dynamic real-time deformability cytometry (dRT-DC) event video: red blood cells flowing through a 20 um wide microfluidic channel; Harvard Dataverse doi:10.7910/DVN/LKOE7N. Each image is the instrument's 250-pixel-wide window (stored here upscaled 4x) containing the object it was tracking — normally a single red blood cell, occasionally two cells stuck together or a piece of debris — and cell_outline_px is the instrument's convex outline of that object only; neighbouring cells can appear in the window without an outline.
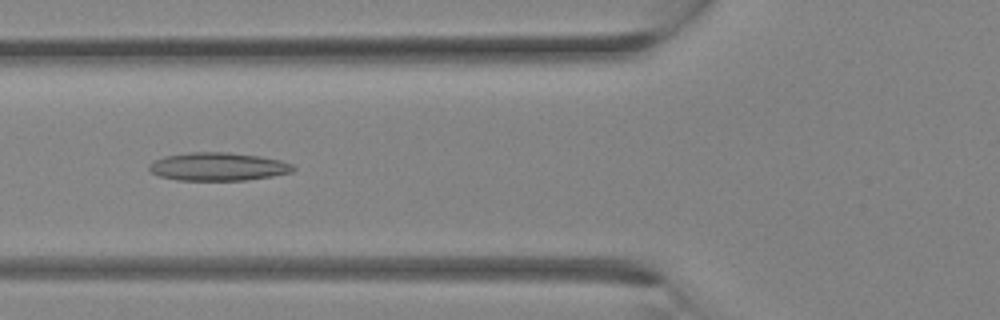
{"species": "Egyptian fruit bat (a non-hibernating species)", "species_latin": "Rousettus aegyptiacus", "temperature_condition": "room temperature", "stored_images_in_passage": 32, "camera_frame_rate_fps": 3000, "um_per_image_px": 0.085, "animal": {"sex": "female"}, "frame": {"image": 1, "passage_image": 12, "time_ms": 3.667, "image_size_px": [1000, 320], "cell_outline_px": [[296, 168], [292, 172], [272, 176], [244, 180], [176, 180], [160, 176], [152, 172], [148, 168], [148, 164], [164, 156], [188, 152], [228, 152], [260, 156], [280, 160], [292, 164]], "centroid_in_image_um": [18.53, 14.16], "position_along_channel_um": 107.3, "area_um2": 23.64}}
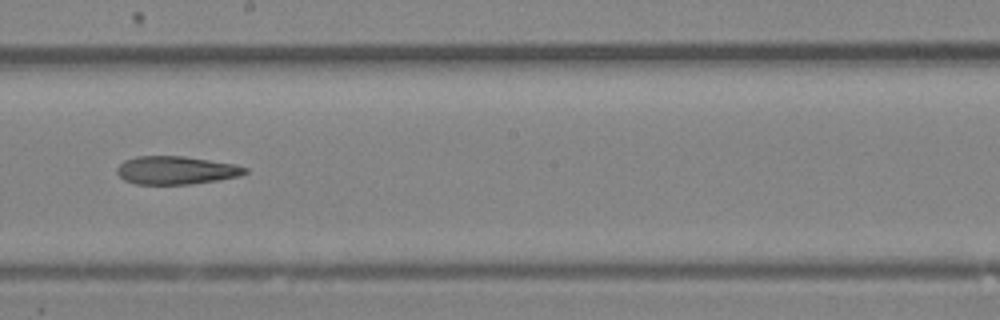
{"frame": {"image": 2, "passage_image": 18, "time_ms": 5.667, "image_size_px": [1000, 320], "cell_outline_px": [[248, 172], [240, 176], [192, 184], [136, 184], [124, 180], [116, 172], [116, 168], [124, 160], [136, 156], [184, 156], [232, 164], [248, 168]], "centroid_in_image_um": [14.93, 14.47], "position_along_channel_um": 233.3, "area_um2": 20.92}}
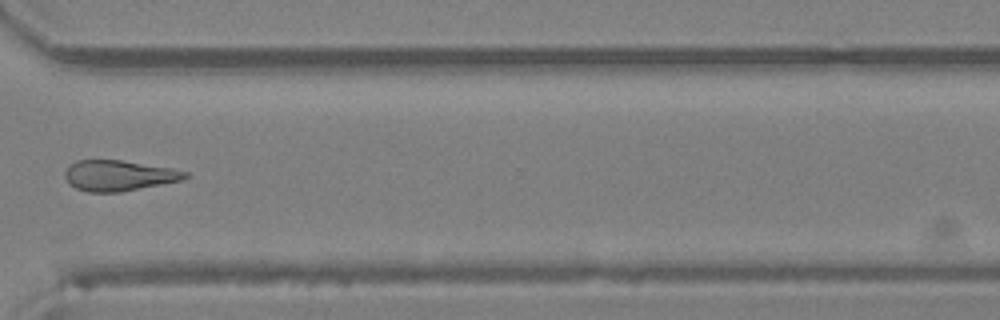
{"frame": {"image": 3, "passage_image": 24, "time_ms": 7.667, "image_size_px": [1000, 320], "cell_outline_px": [[188, 176], [180, 180], [120, 192], [88, 192], [76, 188], [64, 176], [64, 172], [68, 164], [76, 160], [120, 160], [172, 168], [188, 172]], "centroid_in_image_um": [10.05, 14.91], "position_along_channel_um": 360.5, "area_um2": 21.21}}